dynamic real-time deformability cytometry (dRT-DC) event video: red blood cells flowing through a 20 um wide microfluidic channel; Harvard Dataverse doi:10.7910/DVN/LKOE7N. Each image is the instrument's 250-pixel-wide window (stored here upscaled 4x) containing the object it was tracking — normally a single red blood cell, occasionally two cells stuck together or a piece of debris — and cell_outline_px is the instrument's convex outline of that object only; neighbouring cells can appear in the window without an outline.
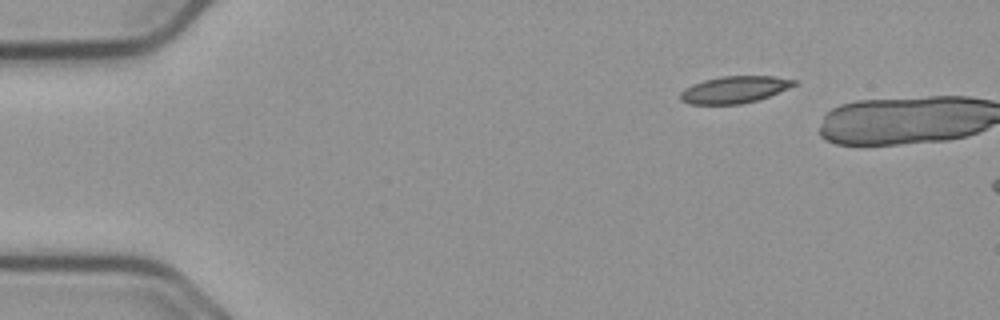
{"species": "common noctule bat (a hibernating species)", "species_latin": "Nyctalus noctula", "temperature_condition": "cold", "stored_images_in_passage": 3, "camera_frame_rate_fps": 3000, "um_per_image_px": 0.085, "animal": {"sex": "male", "body_mass_g": 23.1, "forearm_length_mm": 52.7}, "frame": {"image": 1, "passage_image": 1, "time_ms": 0.0, "image_size_px": [1000, 320], "cell_outline_px": [[796, 84], [788, 88], [768, 96], [756, 100], [740, 104], [692, 104], [680, 100], [680, 92], [704, 80], [720, 76], [772, 76], [796, 80]], "centroid_in_image_um": [62.43, 7.61], "position_along_channel_um": 22.6, "area_um2": 17.46}}